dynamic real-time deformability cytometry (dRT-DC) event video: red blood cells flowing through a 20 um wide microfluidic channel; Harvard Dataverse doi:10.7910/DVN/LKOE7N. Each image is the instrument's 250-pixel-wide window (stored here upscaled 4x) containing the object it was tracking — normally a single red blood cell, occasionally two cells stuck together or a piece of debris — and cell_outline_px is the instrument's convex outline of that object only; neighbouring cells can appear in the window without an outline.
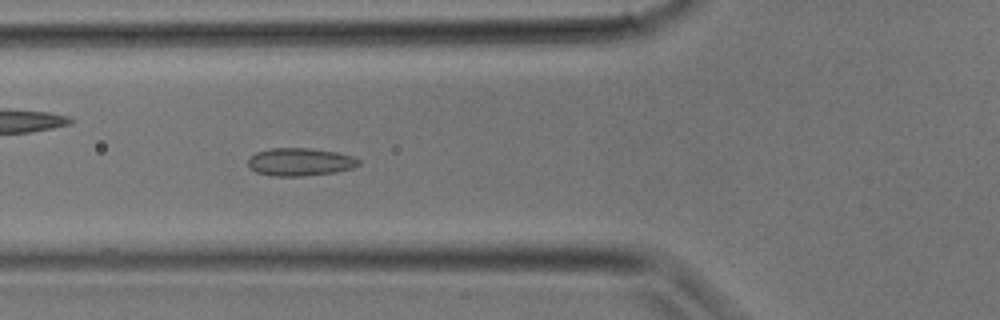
{"species": "common noctule bat (a hibernating species)", "species_latin": "Nyctalus noctula", "temperature_condition": "room temperature", "stored_images_in_passage": 10, "camera_frame_rate_fps": 3000, "um_per_image_px": 0.085, "animal": {"sex": "male", "body_mass_g": 17.9}, "frame": {"image": 1, "passage_image": 10, "time_ms": 3.0, "image_size_px": [1000, 320], "cell_outline_px": [[360, 164], [352, 168], [336, 172], [304, 176], [272, 176], [256, 172], [248, 168], [248, 160], [256, 152], [272, 148], [312, 148], [336, 152], [356, 156], [360, 160]], "centroid_in_image_um": [25.52, 13.76], "position_along_channel_um": 100.3, "area_um2": 18.15}}